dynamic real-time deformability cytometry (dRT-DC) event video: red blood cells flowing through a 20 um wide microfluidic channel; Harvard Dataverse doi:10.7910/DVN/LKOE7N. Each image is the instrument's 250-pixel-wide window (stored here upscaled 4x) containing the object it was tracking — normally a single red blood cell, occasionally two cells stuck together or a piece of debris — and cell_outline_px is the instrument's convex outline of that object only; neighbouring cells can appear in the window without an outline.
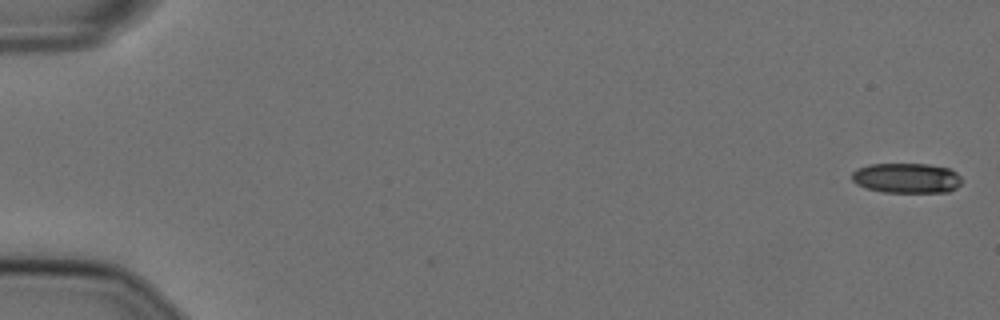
{"species": "Egyptian fruit bat (a non-hibernating species)", "species_latin": "Rousettus aegyptiacus", "temperature_condition": "cold", "stored_images_in_passage": 4, "camera_frame_rate_fps": 3000, "um_per_image_px": 0.085, "animal": {"sex": "female"}, "frame": {"image": 1, "passage_image": 4, "time_ms": 1.0, "image_size_px": [1000, 320], "cell_outline_px": [[964, 180], [956, 188], [948, 192], [884, 192], [868, 188], [856, 184], [852, 180], [852, 172], [856, 168], [868, 164], [928, 164], [952, 168]], "centroid_in_image_um": [77.09, 15.12], "position_along_channel_um": 7.9, "area_um2": 19.48}}